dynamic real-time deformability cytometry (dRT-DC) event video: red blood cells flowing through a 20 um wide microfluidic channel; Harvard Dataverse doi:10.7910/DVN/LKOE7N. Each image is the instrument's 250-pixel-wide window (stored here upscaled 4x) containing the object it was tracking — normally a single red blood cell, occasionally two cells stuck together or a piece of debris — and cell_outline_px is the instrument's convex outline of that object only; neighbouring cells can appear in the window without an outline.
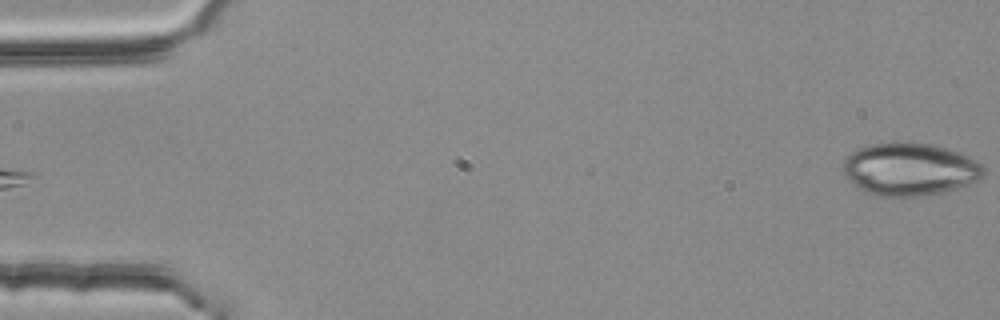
{"species": "common noctule bat (a hibernating species)", "species_latin": "Nyctalus noctula", "temperature_condition": "room temperature", "stored_images_in_passage": 2, "camera_frame_rate_fps": 3000, "um_per_image_px": 0.085, "animal": {"sex": "female", "body_mass_g": 25.1}, "frame": {"image": 1, "passage_image": 2, "time_ms": 0.333, "image_size_px": [1000, 320], "cell_outline_px": [[984, 176], [968, 184], [956, 188], [940, 192], [920, 196], [880, 196], [864, 192], [848, 180], [844, 172], [844, 160], [852, 152], [860, 148], [872, 144], [928, 144], [948, 148], [960, 152], [976, 160], [984, 168]], "centroid_in_image_um": [77.34, 14.41], "position_along_channel_um": 7.7, "area_um2": 42.37}}